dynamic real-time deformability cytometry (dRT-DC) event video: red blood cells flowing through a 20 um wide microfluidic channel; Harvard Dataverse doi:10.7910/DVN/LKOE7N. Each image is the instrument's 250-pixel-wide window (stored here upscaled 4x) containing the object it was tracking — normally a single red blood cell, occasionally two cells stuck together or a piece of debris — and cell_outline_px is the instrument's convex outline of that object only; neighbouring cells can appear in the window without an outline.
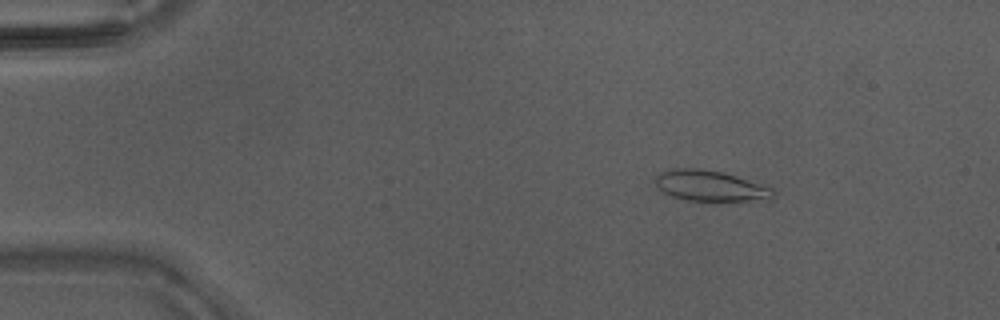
{"species": "Egyptian fruit bat (a non-hibernating species)", "species_latin": "Rousettus aegyptiacus", "temperature_condition": "warm", "stored_images_in_passage": 46, "camera_frame_rate_fps": 3000, "um_per_image_px": 0.085, "animal": {"sex": "male"}, "frame": {"image": 1, "passage_image": 8, "time_ms": 2.333, "image_size_px": [1000, 320], "cell_outline_px": [[776, 196], [748, 200], [684, 200], [668, 196], [656, 188], [656, 176], [660, 172], [672, 168], [700, 168], [724, 172], [772, 188]], "centroid_in_image_um": [60.25, 15.77], "position_along_channel_um": 24.7, "area_um2": 20.87}}
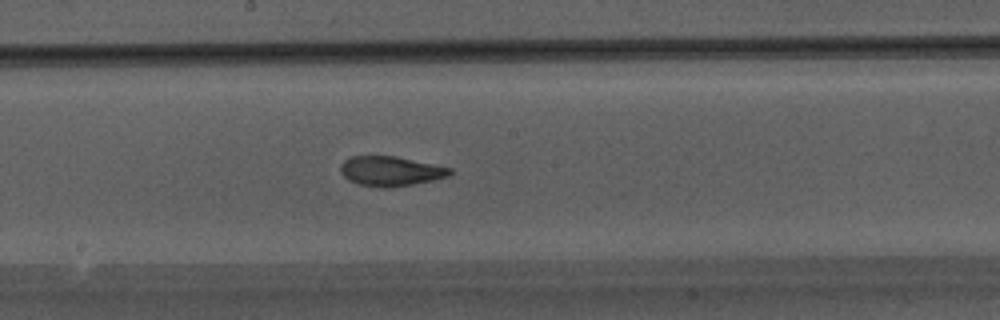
{"frame": {"image": 2, "passage_image": 26, "time_ms": 8.333, "image_size_px": [1000, 320], "cell_outline_px": [[452, 172], [448, 176], [432, 180], [412, 184], [384, 188], [380, 188], [360, 184], [348, 180], [340, 172], [340, 164], [344, 160], [352, 156], [396, 156], [452, 168]], "centroid_in_image_um": [33.17, 14.54], "position_along_channel_um": 215.0, "area_um2": 18.84}}
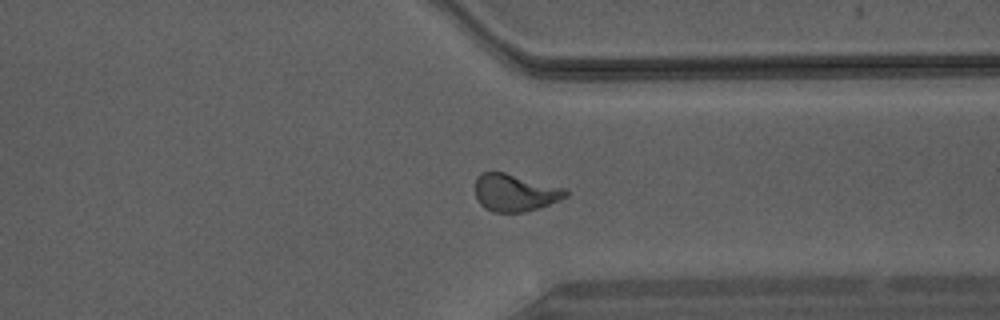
{"frame": {"image": 3, "passage_image": 36, "time_ms": 11.667, "image_size_px": [1000, 320], "cell_outline_px": [[568, 196], [560, 200], [524, 212], [492, 212], [484, 208], [476, 200], [476, 180], [480, 172], [504, 172], [564, 188], [568, 192]], "centroid_in_image_um": [43.74, 16.38], "position_along_channel_um": 367.7, "area_um2": 19.54}}